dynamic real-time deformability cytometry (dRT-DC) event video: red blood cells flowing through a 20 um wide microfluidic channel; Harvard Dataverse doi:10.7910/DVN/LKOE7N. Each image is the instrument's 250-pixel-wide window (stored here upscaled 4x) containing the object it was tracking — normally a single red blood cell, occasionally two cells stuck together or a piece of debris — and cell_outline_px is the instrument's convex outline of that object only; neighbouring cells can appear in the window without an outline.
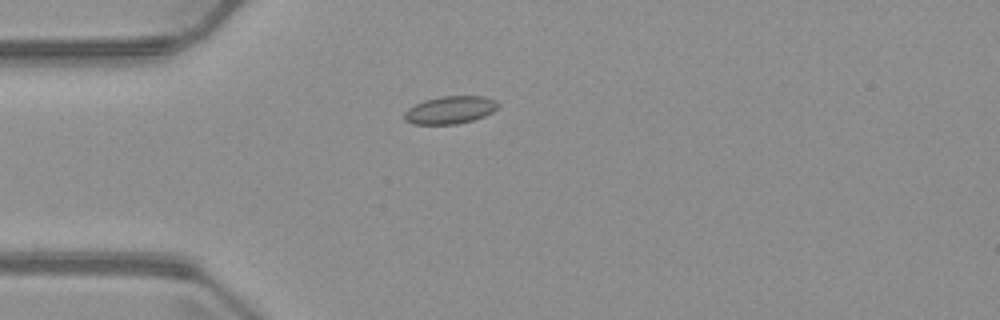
{"species": "common noctule bat (a hibernating species)", "species_latin": "Nyctalus noctula", "temperature_condition": "warm", "stored_images_in_passage": 3, "camera_frame_rate_fps": 3000, "um_per_image_px": 0.085, "animal": {"sex": "male", "body_mass_g": 23.1, "forearm_length_mm": 52.7}, "frame": {"image": 1, "passage_image": 2, "time_ms": 1.333, "image_size_px": [1000, 320], "cell_outline_px": [[500, 104], [492, 112], [484, 116], [472, 120], [456, 124], [412, 124], [404, 120], [404, 112], [408, 108], [424, 100], [440, 96], [484, 96], [496, 100]], "centroid_in_image_um": [38.25, 9.34], "position_along_channel_um": 46.8, "area_um2": 15.14}}